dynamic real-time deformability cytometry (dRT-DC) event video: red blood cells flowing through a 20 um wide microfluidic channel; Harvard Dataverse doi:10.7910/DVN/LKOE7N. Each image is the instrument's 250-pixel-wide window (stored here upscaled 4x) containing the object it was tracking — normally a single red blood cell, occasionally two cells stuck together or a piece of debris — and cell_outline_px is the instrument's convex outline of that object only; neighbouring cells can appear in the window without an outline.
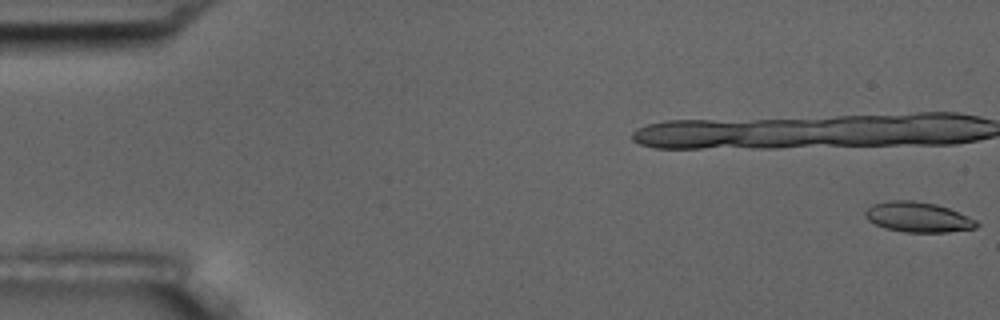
{"species": "common noctule bat (a hibernating species)", "species_latin": "Nyctalus noctula", "temperature_condition": "room temperature", "stored_images_in_passage": 4, "camera_frame_rate_fps": 3000, "um_per_image_px": 0.085, "animal": {"sex": "male", "body_mass_g": 17.5, "forearm_length_mm": 52.3}, "frame": {"image": 1, "passage_image": 1, "time_ms": 0.0, "image_size_px": [1000, 320], "cell_outline_px": [[980, 224], [976, 228], [948, 232], [904, 232], [884, 228], [868, 220], [864, 216], [864, 212], [872, 204], [892, 200], [912, 200], [936, 204], [948, 208], [968, 216], [976, 220]], "centroid_in_image_um": [78.03, 18.46], "position_along_channel_um": 7.0, "area_um2": 19.59}}